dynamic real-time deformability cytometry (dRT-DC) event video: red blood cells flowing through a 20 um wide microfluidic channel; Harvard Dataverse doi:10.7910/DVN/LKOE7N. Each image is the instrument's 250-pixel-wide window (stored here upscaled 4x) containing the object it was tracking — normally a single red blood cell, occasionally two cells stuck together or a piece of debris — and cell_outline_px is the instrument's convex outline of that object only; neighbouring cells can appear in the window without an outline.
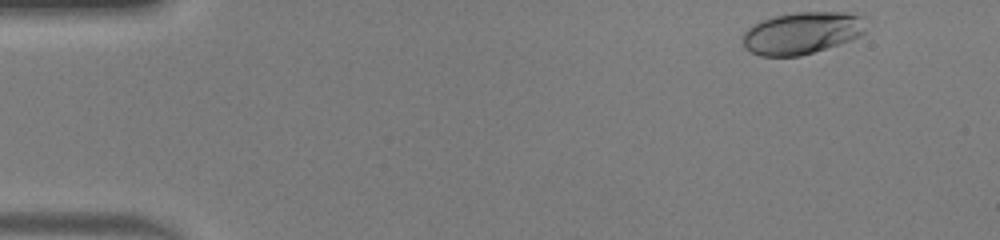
{"species": "human", "species_latin": "Homo sapiens", "temperature_condition": "warm", "stored_images_in_passage": 45, "camera_frame_rate_fps": 3000, "um_per_image_px": 0.085, "donor": {"sex": "male"}, "frame": {"image": 1, "passage_image": 1, "time_ms": 0.0, "image_size_px": [1000, 240], "cell_outline_px": [[864, 32], [860, 36], [800, 56], [760, 56], [744, 48], [744, 32], [752, 24], [760, 20], [776, 16], [796, 12], [848, 12], [860, 16]], "centroid_in_image_um": [68.1, 2.8], "position_along_channel_um": 16.9, "area_um2": 29.71}}
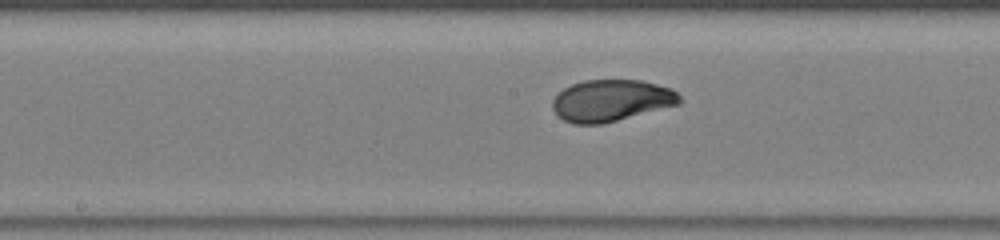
{"frame": {"image": 2, "passage_image": 22, "time_ms": 7.0, "image_size_px": [1000, 240], "cell_outline_px": [[684, 100], [680, 104], [600, 124], [572, 124], [556, 116], [552, 108], [552, 100], [564, 88], [572, 84], [584, 80], [640, 80], [672, 88]], "centroid_in_image_um": [51.95, 8.54], "position_along_channel_um": 196.3, "area_um2": 30.87}}
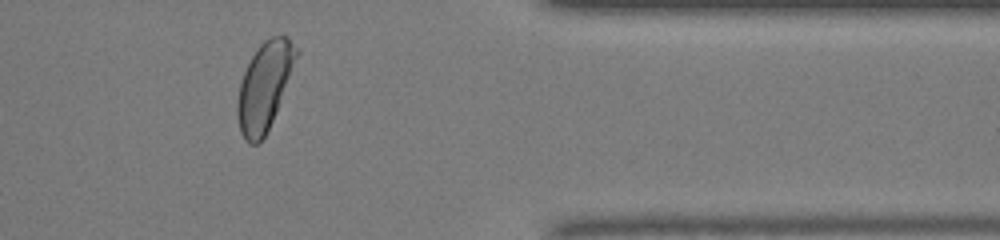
{"frame": {"image": 3, "passage_image": 37, "time_ms": 12.0, "image_size_px": [1000, 240], "cell_outline_px": [[300, 52], [276, 112], [264, 136], [256, 144], [248, 144], [244, 140], [240, 132], [236, 112], [236, 104], [240, 80], [252, 56], [260, 44], [264, 40], [272, 36], [288, 36]], "centroid_in_image_um": [22.47, 7.32], "position_along_channel_um": 388.9, "area_um2": 30.11}, "authors_computed_cell_mechanics": {"area_um2": 30.4606, "velocity_mm_per_s": 4.2107, "shape_relaxation_time_tau1_ms": 3.0016, "shape_relaxation_time_tau2_ms": null, "deformation_change_tau1": 0.1737, "deformation_change_tau2": null}}